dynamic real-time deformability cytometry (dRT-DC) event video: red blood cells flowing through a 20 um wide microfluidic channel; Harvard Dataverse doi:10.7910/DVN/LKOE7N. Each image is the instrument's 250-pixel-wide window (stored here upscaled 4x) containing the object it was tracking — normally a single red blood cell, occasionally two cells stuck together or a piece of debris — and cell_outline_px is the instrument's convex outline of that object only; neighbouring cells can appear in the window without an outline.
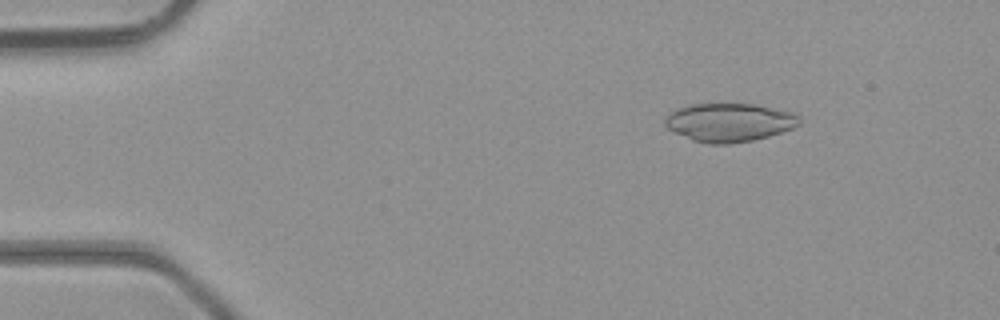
{"species": "common noctule bat (a hibernating species)", "species_latin": "Nyctalus noctula", "temperature_condition": "room temperature", "stored_images_in_passage": 46, "camera_frame_rate_fps": 3000, "um_per_image_px": 0.085, "animal": {"sex": "male", "body_mass_g": 23.1, "forearm_length_mm": 52.7}, "frame": {"image": 1, "passage_image": 7, "time_ms": 2.0, "image_size_px": [1000, 320], "cell_outline_px": [[800, 124], [792, 128], [768, 136], [752, 140], [728, 144], [708, 144], [692, 140], [668, 128], [664, 124], [664, 120], [676, 108], [692, 104], [756, 104], [792, 112], [800, 116]], "centroid_in_image_um": [62.0, 10.4], "position_along_channel_um": 23.0, "area_um2": 29.94}}
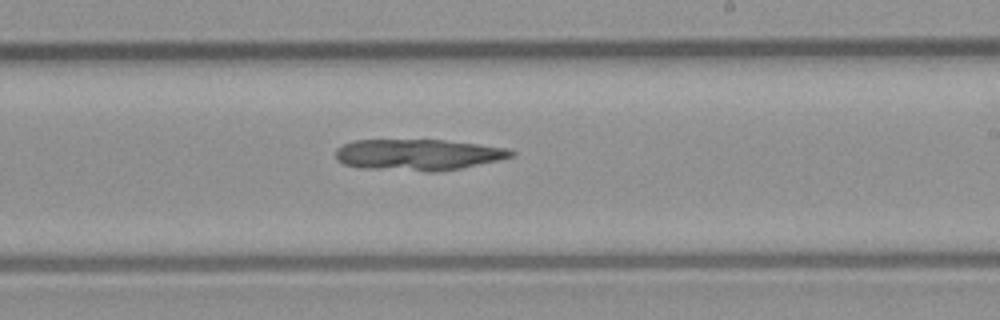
{"frame": {"image": 2, "passage_image": 28, "time_ms": 9.0, "image_size_px": [1000, 320], "cell_outline_px": [[516, 156], [500, 160], [460, 168], [436, 172], [428, 172], [360, 168], [344, 164], [336, 160], [336, 148], [344, 144], [356, 140], [444, 140], [476, 144], [504, 148], [516, 152]], "centroid_in_image_um": [35.53, 13.16], "position_along_channel_um": 253.5, "area_um2": 32.02}}
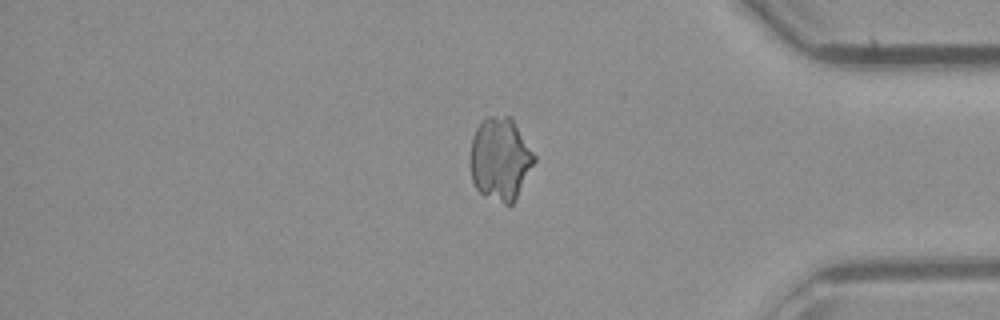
{"frame": {"image": 3, "passage_image": 39, "time_ms": 12.667, "image_size_px": [1000, 320], "cell_outline_px": [[536, 160], [516, 200], [512, 204], [504, 204], [480, 192], [476, 188], [472, 180], [472, 140], [476, 128], [488, 116], [512, 116], [536, 156]], "centroid_in_image_um": [42.57, 13.5], "position_along_channel_um": 392.6, "area_um2": 30.63}}